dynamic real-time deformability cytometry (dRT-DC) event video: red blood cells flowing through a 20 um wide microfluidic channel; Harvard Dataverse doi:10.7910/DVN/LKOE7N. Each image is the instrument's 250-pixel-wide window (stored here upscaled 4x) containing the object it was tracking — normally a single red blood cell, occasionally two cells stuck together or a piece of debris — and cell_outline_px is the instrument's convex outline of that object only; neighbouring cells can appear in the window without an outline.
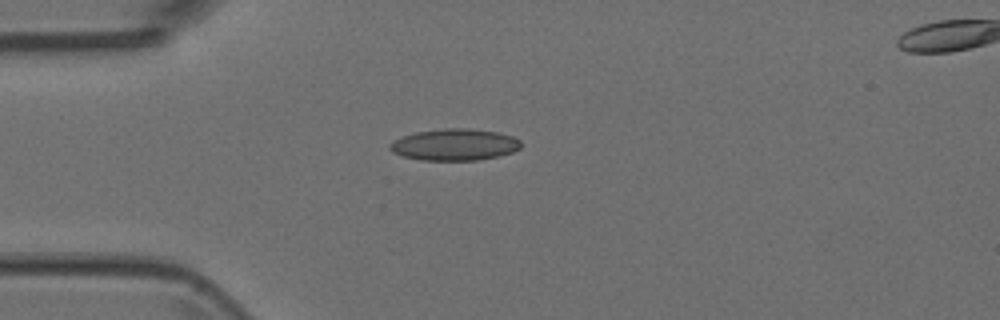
{"species": "Egyptian fruit bat (a non-hibernating species)", "species_latin": "Rousettus aegyptiacus", "temperature_condition": "room temperature", "stored_images_in_passage": 2, "segment_of_instrument_passage": [1, 2], "camera_frame_rate_fps": 3000, "um_per_image_px": 0.085, "animal": {"sex": "female"}, "frame": {"image": 1, "passage_image": 1, "time_ms": 0.0, "image_size_px": [1000, 320], "cell_outline_px": [[520, 148], [512, 152], [496, 156], [476, 160], [420, 160], [404, 156], [392, 152], [388, 148], [388, 144], [392, 140], [416, 132], [444, 128], [468, 128], [496, 132], [512, 136], [520, 140]], "centroid_in_image_um": [38.6, 12.29], "position_along_channel_um": 46.4, "area_um2": 24.04}}